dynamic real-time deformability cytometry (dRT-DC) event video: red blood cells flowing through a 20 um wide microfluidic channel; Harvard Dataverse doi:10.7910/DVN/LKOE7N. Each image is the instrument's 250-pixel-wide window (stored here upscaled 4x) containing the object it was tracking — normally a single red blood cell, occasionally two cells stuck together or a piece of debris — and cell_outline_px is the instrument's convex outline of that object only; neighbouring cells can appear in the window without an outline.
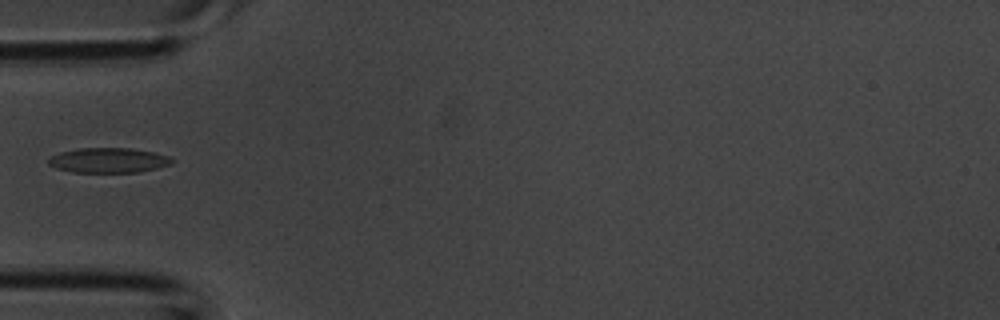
{"species": "common noctule bat (a hibernating species)", "species_latin": "Nyctalus noctula", "temperature_condition": "room temperature", "stored_images_in_passage": 29, "camera_frame_rate_fps": 3000, "um_per_image_px": 0.085, "animal": {"sex": "male", "body_mass_g": 20.1, "forearm_length_mm": 53.5}, "frame": {"image": 1, "passage_image": 1, "time_ms": 0.0, "image_size_px": [1000, 320], "cell_outline_px": [[172, 164], [156, 168], [136, 172], [72, 172], [56, 168], [48, 164], [48, 160], [52, 156], [60, 152], [80, 148], [128, 148], [152, 152], [168, 156], [172, 160]], "centroid_in_image_um": [9.19, 13.63], "position_along_channel_um": 75.8, "area_um2": 17.69}}
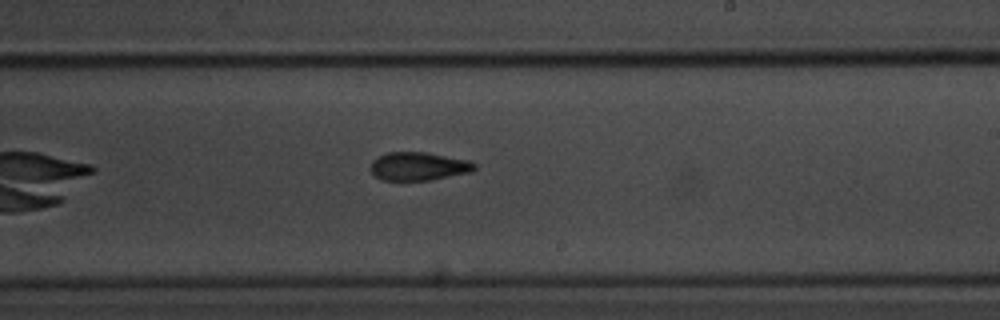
{"frame": {"image": 2, "passage_image": 12, "time_ms": 3.667, "image_size_px": [1000, 320], "cell_outline_px": [[476, 168], [472, 172], [432, 180], [380, 180], [368, 168], [372, 160], [376, 156], [384, 152], [428, 152], [468, 160], [476, 164]], "centroid_in_image_um": [35.55, 14.13], "position_along_channel_um": 253.5, "area_um2": 17.51}}
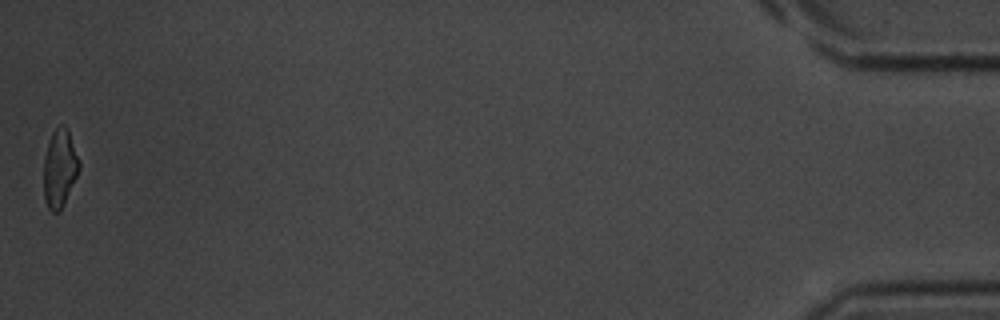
{"frame": {"image": 3, "passage_image": 29, "time_ms": 9.333, "image_size_px": [1000, 320], "cell_outline_px": [[80, 168], [60, 212], [52, 212], [48, 208], [44, 200], [44, 156], [52, 132], [60, 124], [64, 124], [68, 128], [80, 160]], "centroid_in_image_um": [5.08, 14.28], "position_along_channel_um": 430.1, "area_um2": 16.24}}